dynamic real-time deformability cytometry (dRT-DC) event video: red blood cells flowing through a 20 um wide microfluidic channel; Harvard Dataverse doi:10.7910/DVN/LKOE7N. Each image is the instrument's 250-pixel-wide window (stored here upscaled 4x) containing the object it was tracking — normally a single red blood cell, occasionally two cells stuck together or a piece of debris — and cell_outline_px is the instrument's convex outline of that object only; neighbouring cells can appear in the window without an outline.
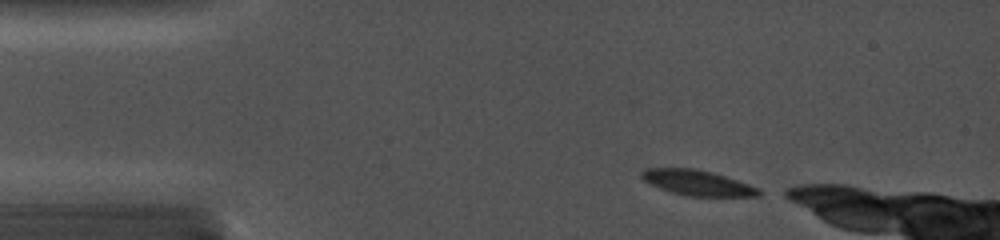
{"species": "common noctule bat (a hibernating species)", "species_latin": "Nyctalus noctula", "temperature_condition": "cold", "stored_images_in_passage": 5, "camera_frame_rate_fps": 5000, "um_per_image_px": 0.085, "animal": {"sex": "female", "body_mass_g": 19.0, "forearm_length_mm": 56.7}, "frame": {"image": 1, "passage_image": 1, "time_ms": 0.0, "image_size_px": [1000, 240], "cell_outline_px": [[760, 196], [684, 196], [660, 188], [644, 180], [640, 176], [640, 172], [644, 168], [696, 168], [712, 172], [760, 188]], "centroid_in_image_um": [59.25, 15.53], "position_along_channel_um": 25.7, "area_um2": 17.22}}
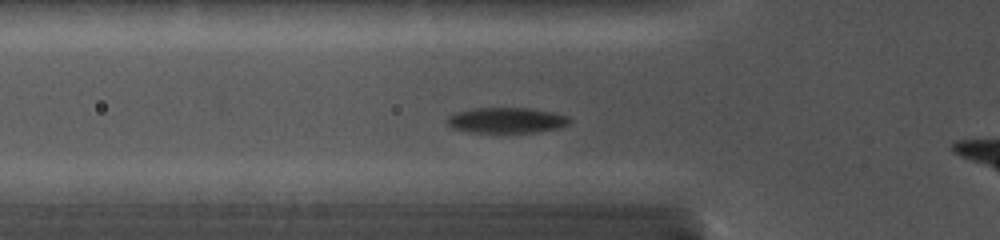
{"frame": {"image": 2, "passage_image": 5, "time_ms": 3.0, "image_size_px": [1000, 240], "cell_outline_px": [[572, 120], [568, 124], [560, 128], [536, 132], [468, 132], [452, 128], [448, 124], [448, 116], [456, 112], [476, 108], [532, 108], [552, 112], [568, 116]], "centroid_in_image_um": [43.08, 10.22], "position_along_channel_um": 82.7, "area_um2": 18.21}}